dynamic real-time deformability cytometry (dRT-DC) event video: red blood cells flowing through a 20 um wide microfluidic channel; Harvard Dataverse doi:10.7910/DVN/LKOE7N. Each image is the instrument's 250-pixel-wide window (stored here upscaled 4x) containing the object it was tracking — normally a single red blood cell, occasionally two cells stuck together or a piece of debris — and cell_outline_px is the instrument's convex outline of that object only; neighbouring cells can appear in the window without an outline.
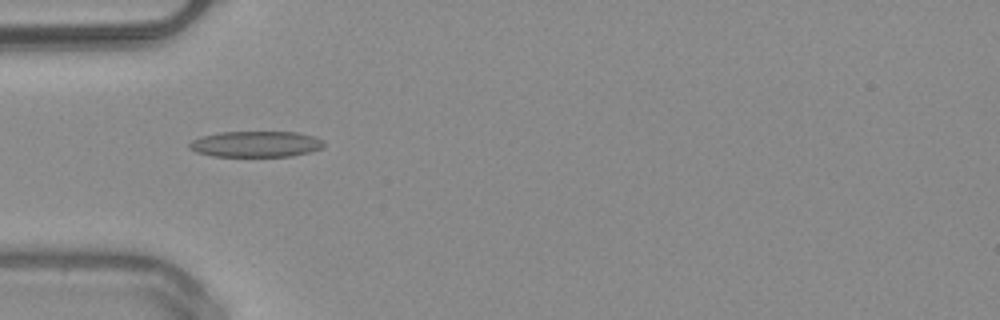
{"species": "common noctule bat (a hibernating species)", "species_latin": "Nyctalus noctula", "temperature_condition": "warm", "stored_images_in_passage": 36, "camera_frame_rate_fps": 3000, "um_per_image_px": 0.085, "animal": {"sex": "male", "body_mass_g": 20.4}, "frame": {"image": 1, "passage_image": 2, "time_ms": 0.333, "image_size_px": [1000, 320], "cell_outline_px": [[324, 148], [292, 156], [212, 156], [196, 152], [188, 148], [188, 144], [192, 140], [200, 136], [220, 132], [296, 132], [316, 136], [324, 140]], "centroid_in_image_um": [21.75, 12.24], "position_along_channel_um": 63.2, "area_um2": 20.52}}
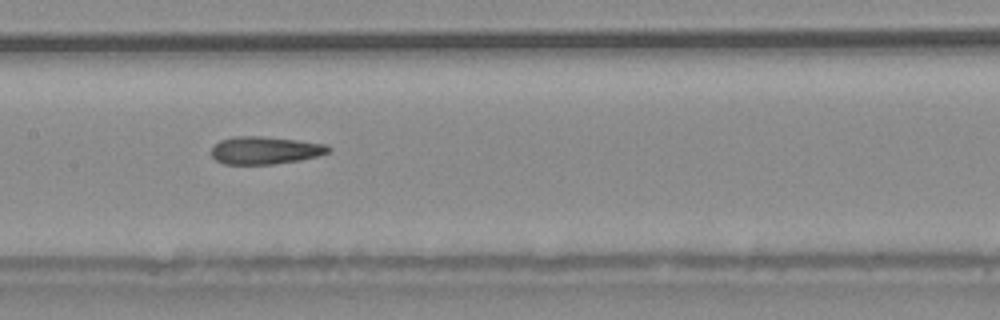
{"frame": {"image": 2, "passage_image": 11, "time_ms": 3.333, "image_size_px": [1000, 320], "cell_outline_px": [[332, 148], [328, 152], [316, 156], [300, 160], [272, 164], [224, 164], [216, 160], [212, 156], [212, 148], [220, 140], [236, 136], [260, 136], [296, 140], [328, 144]], "centroid_in_image_um": [22.54, 12.77], "position_along_channel_um": 184.9, "area_um2": 18.73}}
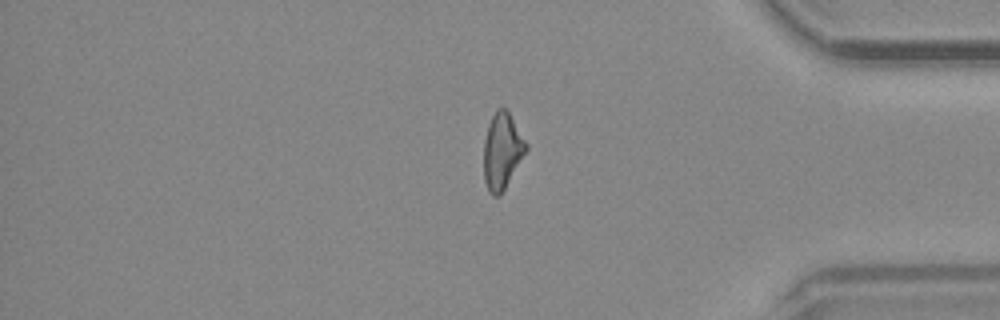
{"frame": {"image": 3, "passage_image": 28, "time_ms": 9.0, "image_size_px": [1000, 320], "cell_outline_px": [[528, 148], [500, 196], [492, 196], [484, 180], [484, 140], [488, 124], [496, 108], [504, 108], [508, 112], [528, 144]], "centroid_in_image_um": [42.67, 12.83], "position_along_channel_um": 392.5, "area_um2": 18.55}, "authors_computed_cell_mechanics": {"area_um2": 19.074, "velocity_mm_per_s": 4.0827, "shape_relaxation_time_tau1_ms": null, "shape_relaxation_time_tau2_ms": 2.9205, "deformation_change_tau1": null, "deformation_change_tau2": 0.1387}}